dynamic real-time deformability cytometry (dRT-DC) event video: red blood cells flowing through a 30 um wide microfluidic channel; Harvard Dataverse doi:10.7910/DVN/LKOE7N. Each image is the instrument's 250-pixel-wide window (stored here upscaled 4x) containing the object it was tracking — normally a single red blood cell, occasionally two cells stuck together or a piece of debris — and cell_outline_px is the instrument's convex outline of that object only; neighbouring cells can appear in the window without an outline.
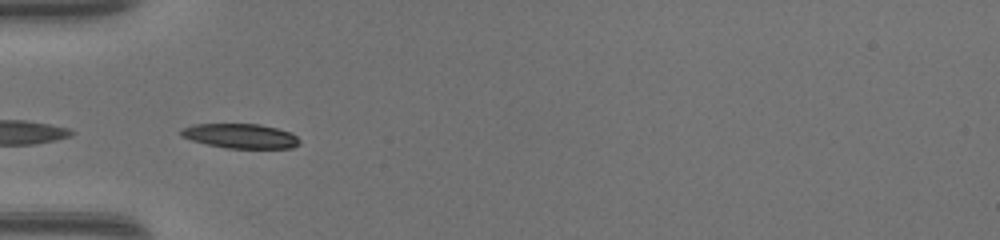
{"species": "common noctule bat (a hibernating species)", "species_latin": "Nyctalus noctula", "temperature_condition": "warm", "stored_images_in_passage": 10, "camera_frame_rate_fps": 3000, "um_per_image_px": 0.085, "animal": {"sex": "female", "body_mass_g": 17.0, "forearm_length_mm": 48.0}, "frame": {"image": 1, "passage_image": 4, "time_ms": 1.0, "image_size_px": [1000, 240], "cell_outline_px": [[300, 144], [292, 148], [228, 148], [208, 144], [192, 140], [180, 136], [180, 128], [192, 124], [260, 124], [292, 132], [300, 140]], "centroid_in_image_um": [20.44, 11.55], "position_along_channel_um": 64.6, "area_um2": 17.05}}